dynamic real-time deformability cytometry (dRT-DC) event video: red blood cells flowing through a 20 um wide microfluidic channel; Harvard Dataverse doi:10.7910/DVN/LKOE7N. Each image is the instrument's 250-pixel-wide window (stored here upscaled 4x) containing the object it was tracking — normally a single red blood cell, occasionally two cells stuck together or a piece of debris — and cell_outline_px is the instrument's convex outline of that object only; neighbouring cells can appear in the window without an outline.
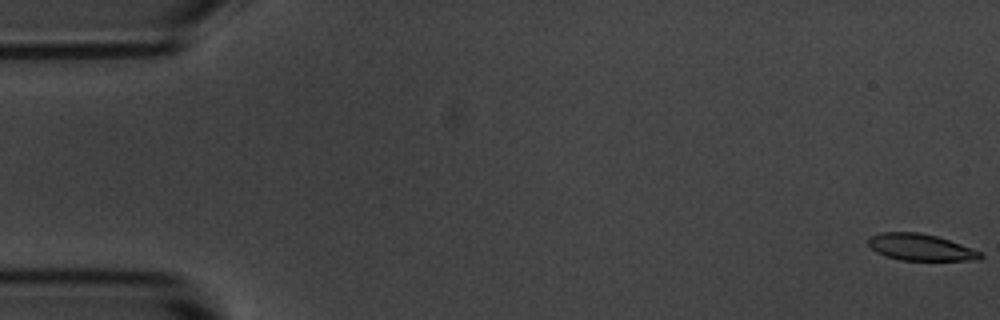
{"species": "common noctule bat (a hibernating species)", "species_latin": "Nyctalus noctula", "temperature_condition": "room temperature", "stored_images_in_passage": 55, "camera_frame_rate_fps": 3000, "um_per_image_px": 0.085, "animal": {"sex": "male", "body_mass_g": 20.1, "forearm_length_mm": 53.5}, "frame": {"image": 1, "passage_image": 1, "time_ms": 0.0, "image_size_px": [1000, 320], "cell_outline_px": [[984, 256], [980, 260], [900, 260], [876, 252], [868, 244], [868, 240], [872, 236], [880, 232], [920, 232], [936, 236], [984, 252]], "centroid_in_image_um": [78.29, 21.02], "position_along_channel_um": 6.7, "area_um2": 17.34}}
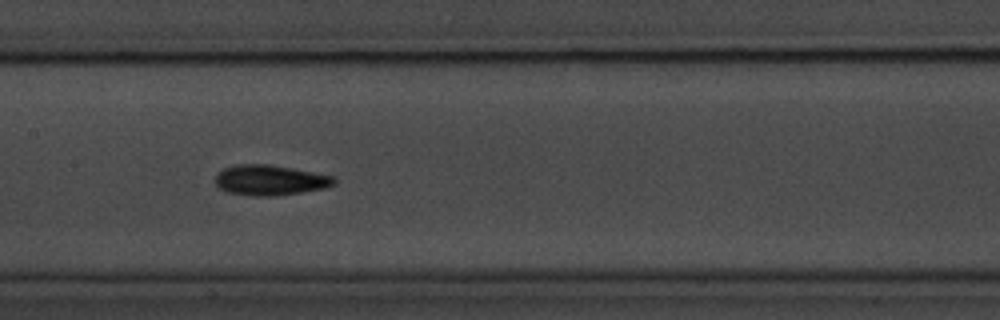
{"frame": {"image": 2, "passage_image": 27, "time_ms": 8.667, "image_size_px": [1000, 320], "cell_outline_px": [[336, 184], [324, 188], [276, 196], [252, 196], [228, 192], [220, 188], [216, 184], [216, 172], [224, 168], [236, 164], [268, 164], [292, 168], [332, 176], [336, 180]], "centroid_in_image_um": [22.92, 15.31], "position_along_channel_um": 184.5, "area_um2": 20.92}}
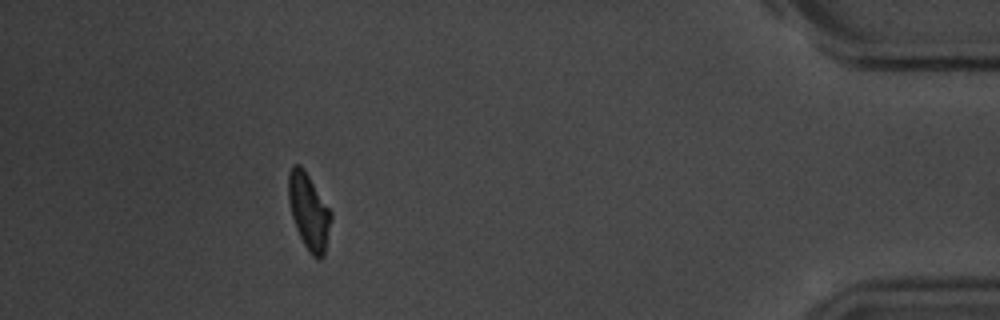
{"frame": {"image": 3, "passage_image": 50, "time_ms": 16.333, "image_size_px": [1000, 320], "cell_outline_px": [[332, 216], [324, 256], [312, 256], [308, 252], [296, 228], [292, 216], [288, 200], [288, 172], [292, 164], [300, 164], [304, 168], [332, 212]], "centroid_in_image_um": [26.24, 17.92], "position_along_channel_um": 409.0, "area_um2": 18.84}, "authors_computed_cell_mechanics": {"area_um2": 19.0162, "velocity_mm_per_s": 3.6633, "shape_relaxation_time_tau1_ms": 2.1241, "shape_relaxation_time_tau2_ms": 5.8337, "deformation_change_tau1": 0.1142, "deformation_change_tau2": 0.1113}}